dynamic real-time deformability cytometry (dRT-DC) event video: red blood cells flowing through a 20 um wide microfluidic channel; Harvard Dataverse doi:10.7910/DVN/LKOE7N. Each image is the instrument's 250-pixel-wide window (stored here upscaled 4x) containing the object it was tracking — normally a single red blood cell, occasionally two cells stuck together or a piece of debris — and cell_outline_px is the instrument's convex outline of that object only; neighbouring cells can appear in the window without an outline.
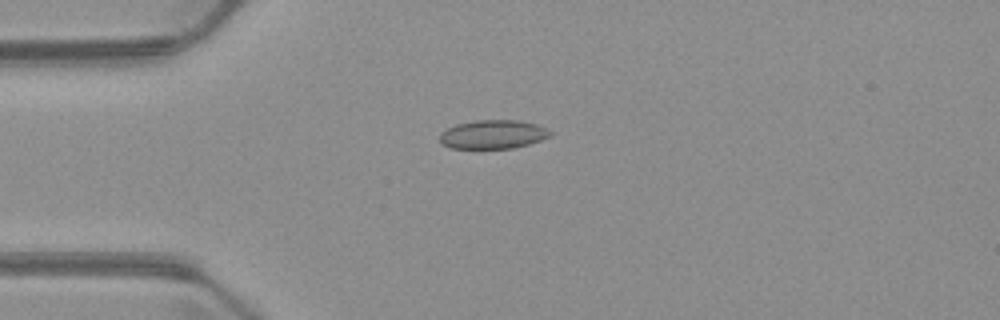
{"species": "common noctule bat (a hibernating species)", "species_latin": "Nyctalus noctula", "temperature_condition": "warm", "stored_images_in_passage": 5, "camera_frame_rate_fps": 3000, "um_per_image_px": 0.085, "animal": {"sex": "male", "body_mass_g": 23.1, "forearm_length_mm": 52.7}, "frame": {"image": 1, "passage_image": 3, "time_ms": 3.333, "image_size_px": [1000, 320], "cell_outline_px": [[552, 136], [528, 144], [512, 148], [452, 148], [440, 144], [440, 132], [456, 124], [476, 120], [516, 120], [536, 124], [552, 132]], "centroid_in_image_um": [41.88, 11.42], "position_along_channel_um": 43.1, "area_um2": 18.44}}
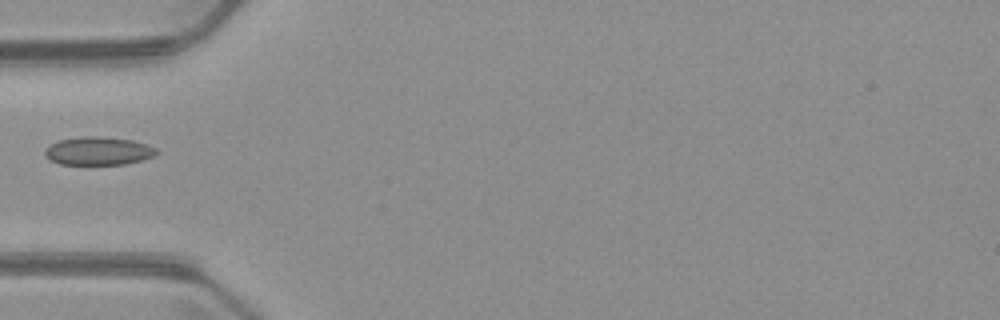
{"frame": {"image": 2, "passage_image": 4, "time_ms": 4.667, "image_size_px": [1000, 320], "cell_outline_px": [[160, 152], [156, 156], [124, 164], [60, 164], [44, 156], [44, 152], [52, 144], [60, 140], [80, 136], [100, 136], [132, 140], [156, 148]], "centroid_in_image_um": [8.39, 12.83], "position_along_channel_um": 76.6, "area_um2": 18.21}}
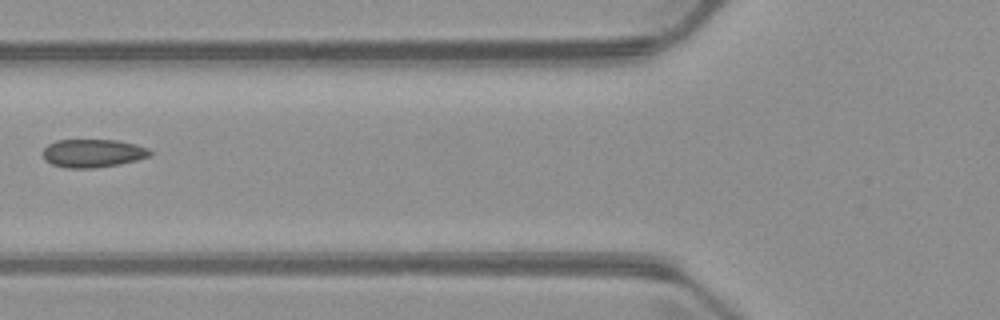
{"frame": {"image": 3, "passage_image": 5, "time_ms": 5.667, "image_size_px": [1000, 320], "cell_outline_px": [[152, 152], [148, 156], [136, 160], [120, 164], [92, 168], [64, 168], [52, 164], [44, 160], [40, 152], [48, 144], [56, 140], [116, 140], [136, 144], [148, 148]], "centroid_in_image_um": [7.83, 13.02], "position_along_channel_um": 118.0, "area_um2": 17.74}}